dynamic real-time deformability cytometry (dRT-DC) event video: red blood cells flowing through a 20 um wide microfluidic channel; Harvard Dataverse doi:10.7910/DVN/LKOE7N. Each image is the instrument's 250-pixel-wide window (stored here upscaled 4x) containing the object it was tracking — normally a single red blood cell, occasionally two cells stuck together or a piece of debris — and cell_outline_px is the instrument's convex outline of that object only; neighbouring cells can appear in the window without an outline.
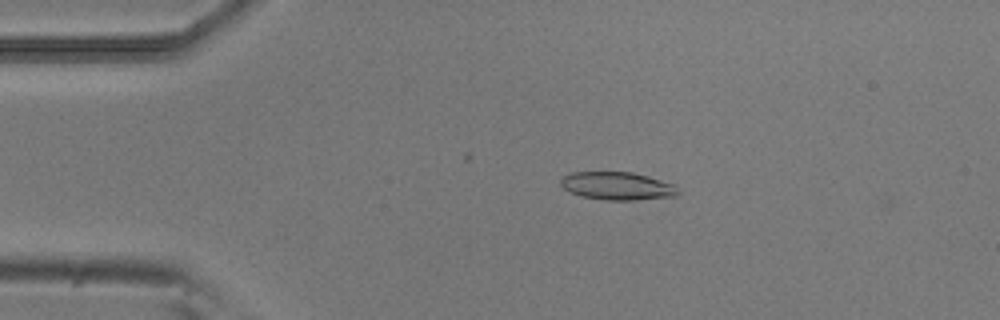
{"species": "common noctule bat (a hibernating species)", "species_latin": "Nyctalus noctula", "temperature_condition": "room temperature", "stored_images_in_passage": 51, "camera_frame_rate_fps": 3000, "um_per_image_px": 0.085, "animal": {"sex": "male", "body_mass_g": 20.5, "forearm_length_mm": 52.5}, "frame": {"image": 1, "passage_image": 8, "time_ms": 2.333, "image_size_px": [1000, 320], "cell_outline_px": [[680, 192], [676, 196], [636, 200], [604, 200], [580, 196], [568, 192], [560, 184], [560, 180], [564, 176], [572, 172], [632, 172], [648, 176], [672, 184]], "centroid_in_image_um": [52.44, 15.81], "position_along_channel_um": 32.6, "area_um2": 19.13}}
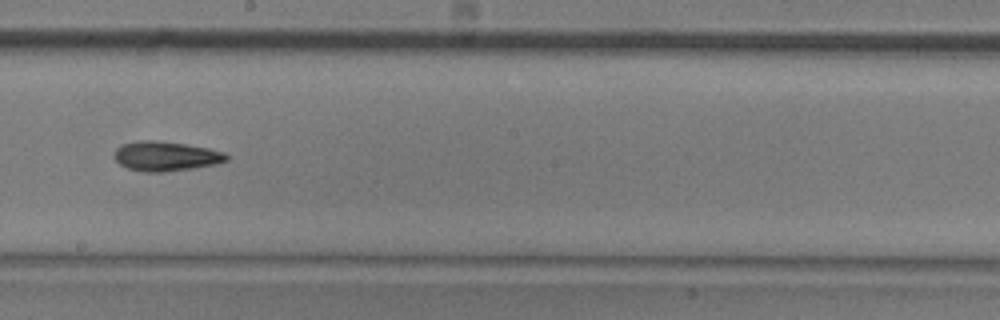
{"frame": {"image": 2, "passage_image": 27, "time_ms": 8.667, "image_size_px": [1000, 320], "cell_outline_px": [[228, 160], [216, 164], [192, 168], [164, 172], [144, 172], [128, 168], [120, 164], [116, 160], [116, 148], [120, 144], [140, 140], [156, 140], [184, 144], [208, 148], [224, 152], [228, 156]], "centroid_in_image_um": [14.09, 13.27], "position_along_channel_um": 234.1, "area_um2": 19.25}}
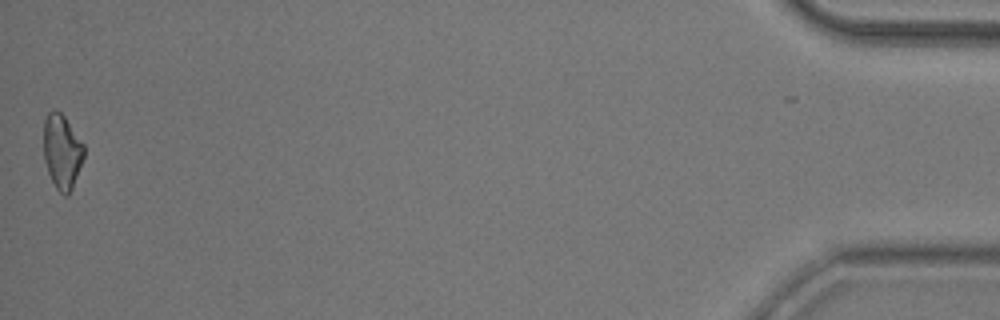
{"frame": {"image": 3, "passage_image": 50, "time_ms": 16.333, "image_size_px": [1000, 320], "cell_outline_px": [[84, 156], [72, 188], [68, 196], [64, 196], [56, 188], [48, 172], [44, 160], [44, 120], [48, 112], [60, 112], [64, 116], [84, 144]], "centroid_in_image_um": [5.27, 12.9], "position_along_channel_um": 429.9, "area_um2": 17.28}, "authors_computed_cell_mechanics": {"area_um2": 18.5538, "velocity_mm_per_s": 3.821, "shape_relaxation_time_tau1_ms": 4.9661, "shape_relaxation_time_tau2_ms": null, "deformation_change_tau1": 0.1405, "deformation_change_tau2": null}}